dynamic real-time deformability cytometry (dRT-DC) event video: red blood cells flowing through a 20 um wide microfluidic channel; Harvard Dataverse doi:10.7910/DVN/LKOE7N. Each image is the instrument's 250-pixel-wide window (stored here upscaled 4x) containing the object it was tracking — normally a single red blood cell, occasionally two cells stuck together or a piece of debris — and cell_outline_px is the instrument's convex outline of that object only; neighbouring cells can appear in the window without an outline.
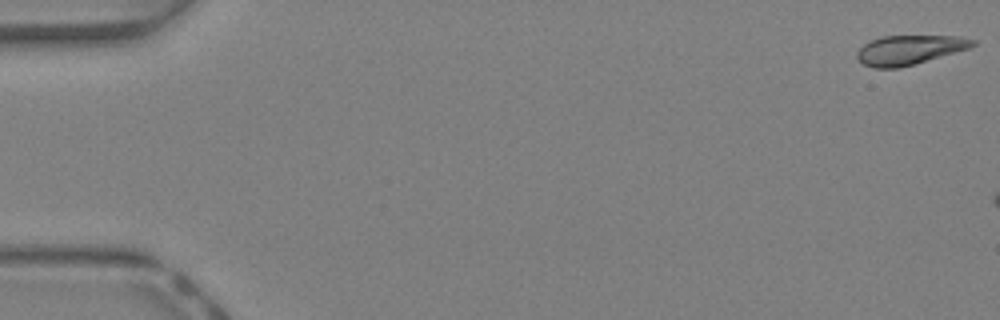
{"species": "Egyptian fruit bat (a non-hibernating species)", "species_latin": "Rousettus aegyptiacus", "temperature_condition": "warm", "stored_images_in_passage": 6, "camera_frame_rate_fps": 3000, "um_per_image_px": 0.085, "animal": {"sex": "female"}, "frame": {"image": 1, "passage_image": 1, "time_ms": 0.0, "image_size_px": [1000, 320], "cell_outline_px": [[976, 44], [968, 48], [900, 68], [872, 68], [864, 64], [856, 56], [856, 52], [868, 40], [880, 36], [960, 36], [976, 40]], "centroid_in_image_um": [77.25, 4.23], "position_along_channel_um": 7.7, "area_um2": 19.71}}